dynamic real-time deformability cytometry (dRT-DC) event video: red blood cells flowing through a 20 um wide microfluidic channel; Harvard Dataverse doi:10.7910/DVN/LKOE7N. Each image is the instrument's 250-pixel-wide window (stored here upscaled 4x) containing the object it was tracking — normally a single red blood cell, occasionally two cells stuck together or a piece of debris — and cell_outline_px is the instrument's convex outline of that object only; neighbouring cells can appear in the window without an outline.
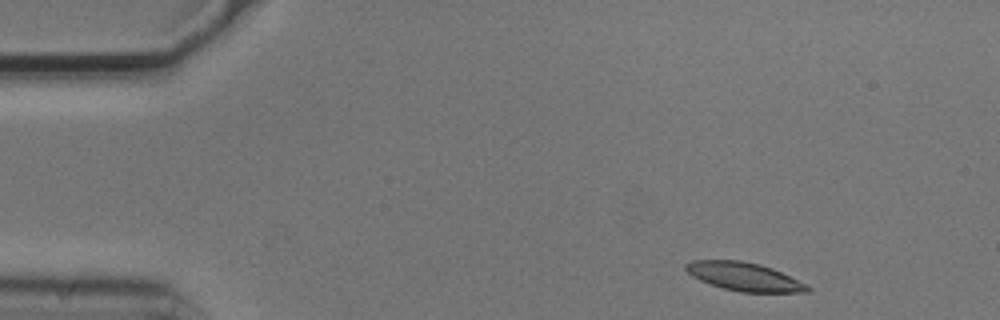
{"species": "common noctule bat (a hibernating species)", "species_latin": "Nyctalus noctula", "temperature_condition": "cold", "stored_images_in_passage": 3, "camera_frame_rate_fps": 3000, "um_per_image_px": 0.085, "animal": {"sex": "male", "body_mass_g": 20.5, "forearm_length_mm": 52.5}, "frame": {"image": 1, "passage_image": 1, "time_ms": 0.0, "image_size_px": [1000, 320], "cell_outline_px": [[812, 288], [808, 292], [740, 292], [724, 288], [700, 280], [692, 276], [684, 268], [684, 264], [692, 260], [740, 260], [760, 264], [772, 268], [808, 284]], "centroid_in_image_um": [63.27, 23.51], "position_along_channel_um": 21.7, "area_um2": 20.11}}
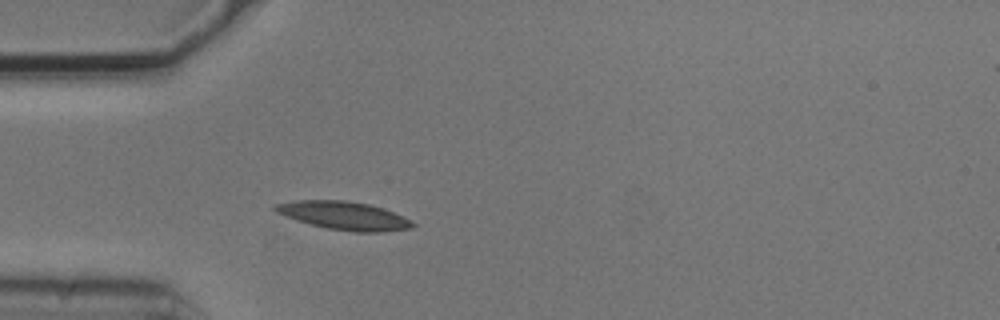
{"frame": {"image": 2, "passage_image": 3, "time_ms": 0.667, "image_size_px": [1000, 320], "cell_outline_px": [[416, 224], [412, 228], [384, 232], [356, 232], [328, 228], [296, 220], [276, 212], [272, 208], [272, 204], [296, 200], [344, 200], [368, 204], [384, 208], [404, 216], [412, 220]], "centroid_in_image_um": [29.26, 18.32], "position_along_channel_um": 55.7, "area_um2": 22.72}}